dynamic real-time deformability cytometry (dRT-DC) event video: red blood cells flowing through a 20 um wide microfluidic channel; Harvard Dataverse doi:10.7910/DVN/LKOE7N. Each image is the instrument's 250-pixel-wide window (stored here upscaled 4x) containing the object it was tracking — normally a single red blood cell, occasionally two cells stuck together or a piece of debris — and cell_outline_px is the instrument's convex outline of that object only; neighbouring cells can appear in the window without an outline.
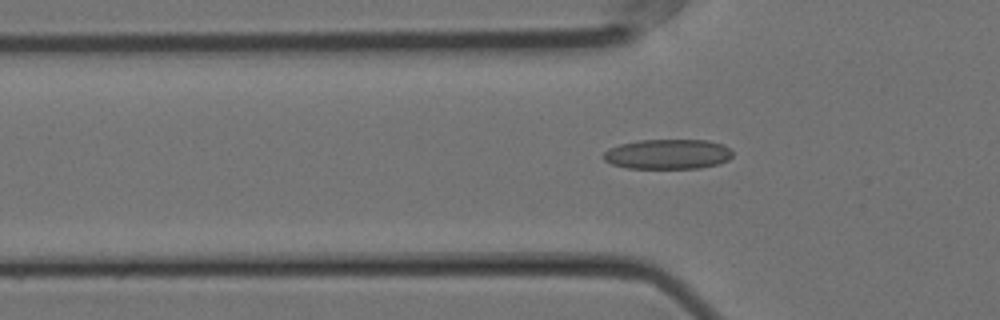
{"species": "Egyptian fruit bat (a non-hibernating species)", "species_latin": "Rousettus aegyptiacus", "temperature_condition": "cold", "stored_images_in_passage": 34, "camera_frame_rate_fps": 3000, "um_per_image_px": 0.085, "animal": {"sex": "female"}, "frame": {"image": 1, "passage_image": 3, "time_ms": 0.667, "image_size_px": [1000, 320], "cell_outline_px": [[732, 156], [728, 160], [720, 164], [700, 168], [628, 168], [612, 164], [604, 160], [604, 152], [608, 148], [620, 144], [640, 140], [708, 140], [724, 144], [732, 152]], "centroid_in_image_um": [56.78, 13.1], "position_along_channel_um": 69.0, "area_um2": 22.6}}
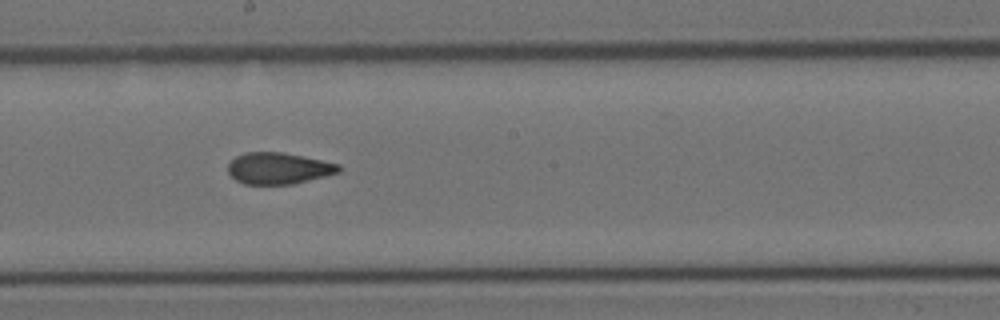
{"frame": {"image": 2, "passage_image": 16, "time_ms": 5.0, "image_size_px": [1000, 320], "cell_outline_px": [[340, 172], [292, 184], [244, 184], [236, 180], [228, 172], [228, 164], [236, 156], [244, 152], [280, 152], [340, 164]], "centroid_in_image_um": [23.64, 14.31], "position_along_channel_um": 224.6, "area_um2": 20.06}}
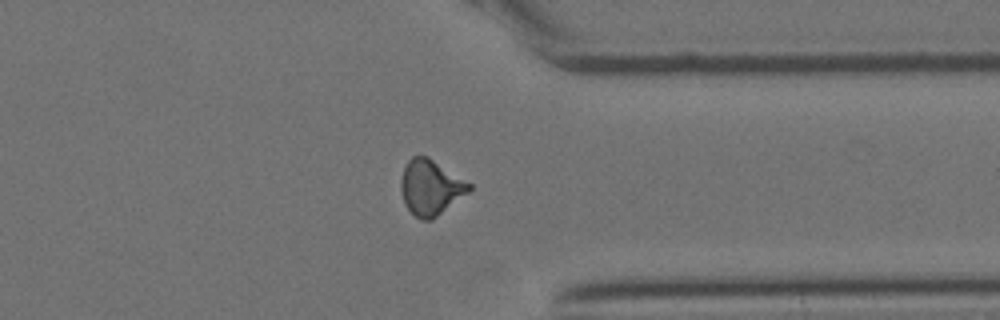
{"frame": {"image": 3, "passage_image": 29, "time_ms": 9.333, "image_size_px": [1000, 320], "cell_outline_px": [[472, 188], [468, 192], [432, 220], [424, 220], [416, 216], [404, 204], [400, 188], [400, 180], [404, 168], [408, 160], [412, 156], [428, 156], [472, 184]], "centroid_in_image_um": [36.59, 15.92], "position_along_channel_um": 374.8, "area_um2": 21.85}}